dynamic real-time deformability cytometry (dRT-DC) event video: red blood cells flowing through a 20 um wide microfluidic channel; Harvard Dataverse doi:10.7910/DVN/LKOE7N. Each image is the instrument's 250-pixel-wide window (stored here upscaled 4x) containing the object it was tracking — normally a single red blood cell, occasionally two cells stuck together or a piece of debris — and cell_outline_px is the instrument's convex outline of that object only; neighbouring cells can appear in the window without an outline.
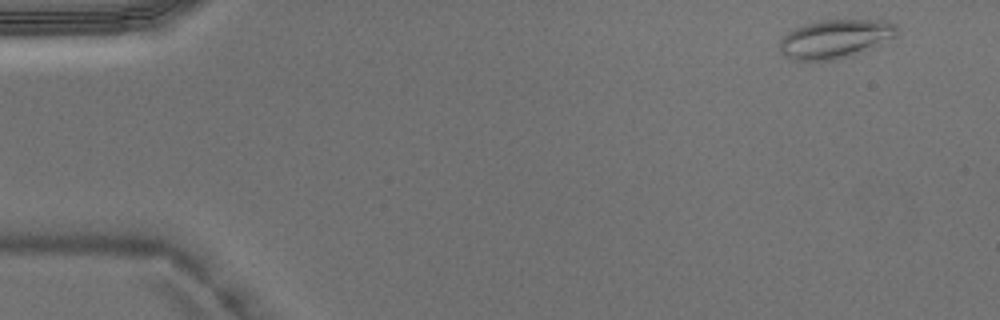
{"species": "Egyptian fruit bat (a non-hibernating species)", "species_latin": "Rousettus aegyptiacus", "temperature_condition": "warm", "stored_images_in_passage": 4, "camera_frame_rate_fps": 3000, "um_per_image_px": 0.085, "animal": {"sex": "male"}, "frame": {"image": 1, "passage_image": 1, "time_ms": 0.0, "image_size_px": [1000, 320], "cell_outline_px": [[900, 28], [896, 36], [872, 48], [852, 56], [836, 60], [792, 60], [784, 56], [780, 52], [780, 40], [788, 32], [804, 24], [820, 20], [888, 20], [896, 24]], "centroid_in_image_um": [71.03, 3.3], "position_along_channel_um": 14.0, "area_um2": 26.7}}